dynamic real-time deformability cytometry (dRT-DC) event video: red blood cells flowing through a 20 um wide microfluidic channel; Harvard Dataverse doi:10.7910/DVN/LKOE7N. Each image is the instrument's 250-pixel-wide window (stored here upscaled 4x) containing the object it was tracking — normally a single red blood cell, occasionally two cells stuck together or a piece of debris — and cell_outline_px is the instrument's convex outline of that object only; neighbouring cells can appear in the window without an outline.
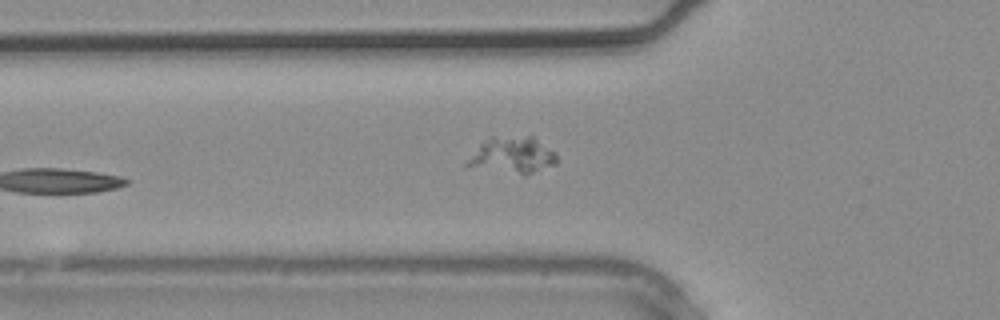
{"species": "common noctule bat (a hibernating species)", "species_latin": "Nyctalus noctula", "temperature_condition": "warm", "stored_images_in_passage": 2, "camera_frame_rate_fps": 3000, "um_per_image_px": 0.085, "animal": {"sex": "male", "body_mass_g": 20.4}, "frame": {"image": 1, "passage_image": 2, "time_ms": 0.333, "image_size_px": [1000, 320], "cell_outline_px": [[556, 164], [524, 176], [464, 164], [464, 160], [488, 136], [532, 136], [556, 152]], "centroid_in_image_um": [43.55, 13.18], "position_along_channel_um": 82.3, "area_um2": 19.13}}